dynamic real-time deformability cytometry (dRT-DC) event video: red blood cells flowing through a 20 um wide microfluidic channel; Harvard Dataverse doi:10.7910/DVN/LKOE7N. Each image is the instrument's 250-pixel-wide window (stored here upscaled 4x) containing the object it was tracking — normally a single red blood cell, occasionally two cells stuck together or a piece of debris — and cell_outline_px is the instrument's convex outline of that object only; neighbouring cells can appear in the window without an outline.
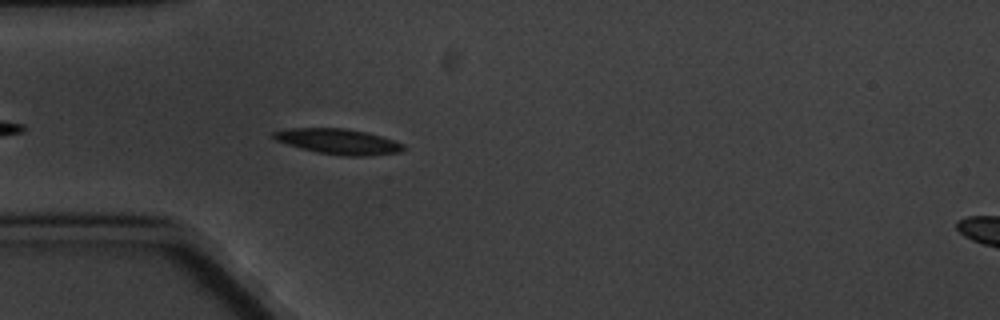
{"species": "common noctule bat (a hibernating species)", "species_latin": "Nyctalus noctula", "temperature_condition": "cold", "stored_images_in_passage": 4, "camera_frame_rate_fps": 3000, "um_per_image_px": 0.085, "animal": {"sex": "male", "body_mass_g": 20.1, "forearm_length_mm": 53.5}, "frame": {"image": 1, "passage_image": 4, "time_ms": 3.333, "image_size_px": [1000, 320], "cell_outline_px": [[404, 148], [400, 152], [372, 156], [340, 156], [316, 152], [288, 144], [276, 140], [268, 136], [272, 132], [292, 128], [344, 128], [364, 132], [380, 136], [404, 144]], "centroid_in_image_um": [28.73, 12.04], "position_along_channel_um": 56.3, "area_um2": 19.19}}